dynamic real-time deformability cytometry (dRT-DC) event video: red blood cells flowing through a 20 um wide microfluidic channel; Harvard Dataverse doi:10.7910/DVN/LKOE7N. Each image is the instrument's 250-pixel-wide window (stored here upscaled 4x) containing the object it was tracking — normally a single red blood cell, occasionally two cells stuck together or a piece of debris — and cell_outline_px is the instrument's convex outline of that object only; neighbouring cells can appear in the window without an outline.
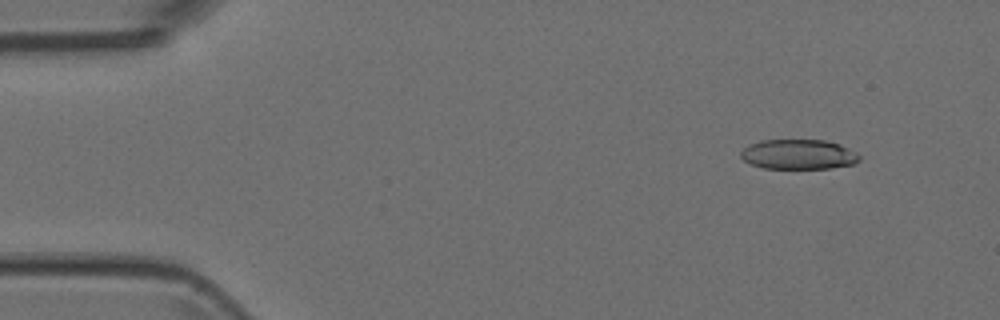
{"species": "Egyptian fruit bat (a non-hibernating species)", "species_latin": "Rousettus aegyptiacus", "temperature_condition": "room temperature", "stored_images_in_passage": 47, "camera_frame_rate_fps": 3000, "um_per_image_px": 0.085, "animal": {"sex": "female"}, "frame": {"image": 1, "passage_image": 1, "time_ms": 0.0, "image_size_px": [1000, 320], "cell_outline_px": [[860, 160], [852, 164], [832, 168], [764, 168], [752, 164], [744, 160], [740, 156], [740, 152], [748, 144], [760, 140], [824, 140], [840, 144], [856, 152], [860, 156]], "centroid_in_image_um": [67.87, 13.11], "position_along_channel_um": 17.1, "area_um2": 20.63}}
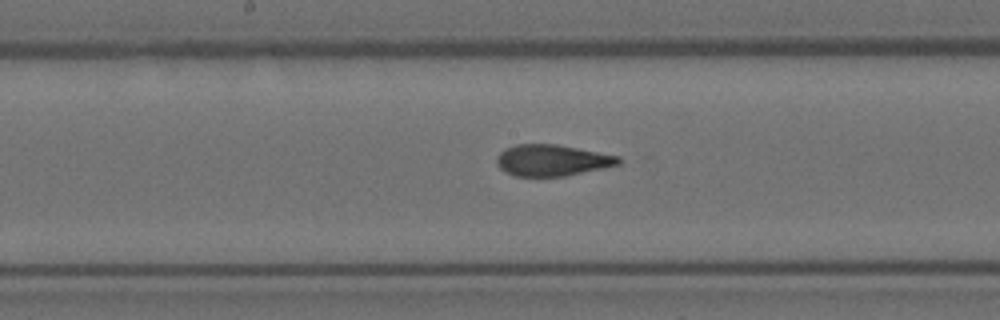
{"frame": {"image": 2, "passage_image": 22, "time_ms": 7.0, "image_size_px": [1000, 320], "cell_outline_px": [[620, 164], [604, 168], [564, 176], [516, 176], [500, 168], [496, 164], [496, 156], [504, 148], [516, 144], [556, 144], [620, 156]], "centroid_in_image_um": [46.91, 13.61], "position_along_channel_um": 201.3, "area_um2": 22.2}}
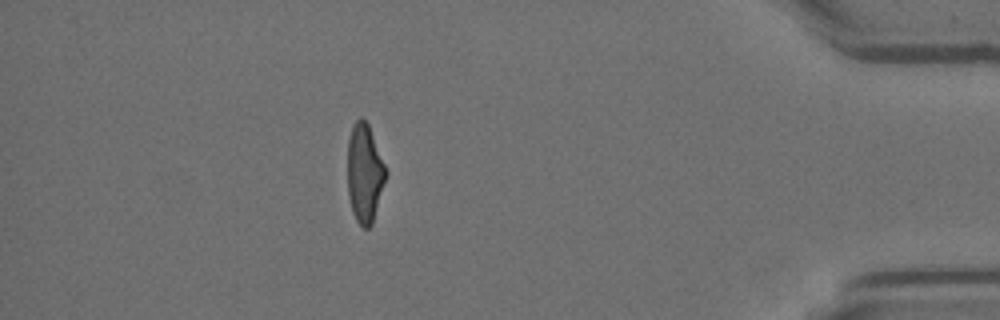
{"frame": {"image": 3, "passage_image": 41, "time_ms": 13.333, "image_size_px": [1000, 320], "cell_outline_px": [[388, 172], [372, 224], [368, 228], [364, 228], [356, 220], [352, 212], [348, 196], [348, 136], [352, 124], [360, 116], [368, 124]], "centroid_in_image_um": [30.98, 14.71], "position_along_channel_um": 404.2, "area_um2": 22.08}}